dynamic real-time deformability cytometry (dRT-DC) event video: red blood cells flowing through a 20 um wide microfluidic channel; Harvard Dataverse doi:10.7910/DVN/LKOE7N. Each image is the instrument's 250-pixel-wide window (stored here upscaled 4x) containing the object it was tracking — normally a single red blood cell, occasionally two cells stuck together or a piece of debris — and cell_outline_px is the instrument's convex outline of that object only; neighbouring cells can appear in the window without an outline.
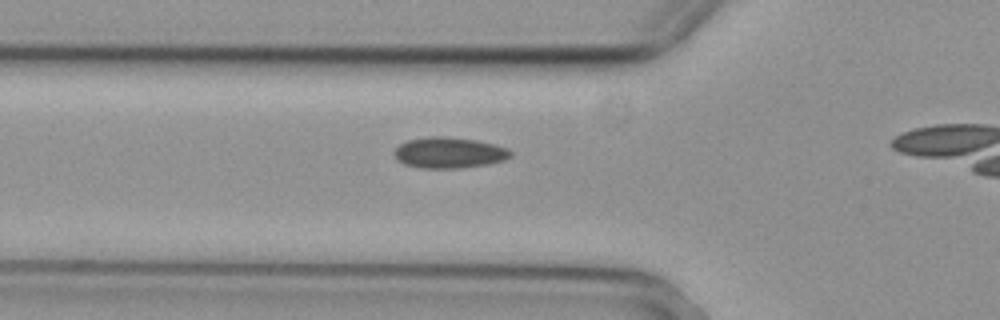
{"species": "common noctule bat (a hibernating species)", "species_latin": "Nyctalus noctula", "temperature_condition": "cold", "stored_images_in_passage": 18, "camera_frame_rate_fps": 3000, "um_per_image_px": 0.085, "animal": {"sex": "female", "body_mass_g": 29.2, "forearm_length_mm": 56.3}, "frame": {"image": 1, "passage_image": 13, "time_ms": 4.0, "image_size_px": [1000, 320], "cell_outline_px": [[512, 156], [504, 160], [488, 164], [456, 168], [424, 168], [404, 164], [392, 152], [400, 144], [408, 140], [428, 136], [448, 136], [476, 140], [496, 144], [508, 148], [512, 152]], "centroid_in_image_um": [38.21, 12.96], "position_along_channel_um": 87.6, "area_um2": 20.98}}